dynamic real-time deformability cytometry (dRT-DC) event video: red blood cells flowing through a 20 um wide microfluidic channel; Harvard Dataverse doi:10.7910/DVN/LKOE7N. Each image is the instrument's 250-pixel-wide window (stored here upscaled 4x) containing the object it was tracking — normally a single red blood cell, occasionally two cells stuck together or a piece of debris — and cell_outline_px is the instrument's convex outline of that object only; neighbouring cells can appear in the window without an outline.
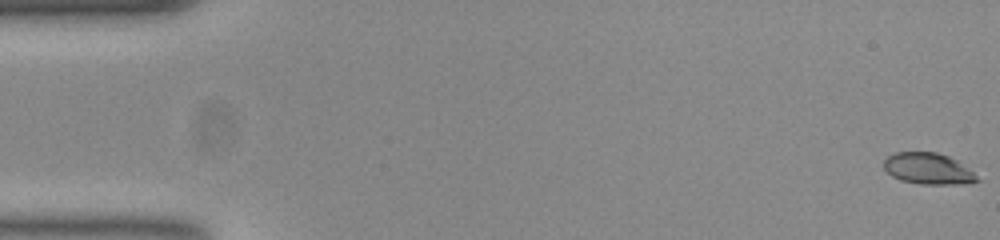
{"species": "common noctule bat (a hibernating species)", "species_latin": "Nyctalus noctula", "temperature_condition": "room temperature", "stored_images_in_passage": 50, "camera_frame_rate_fps": 3000, "um_per_image_px": 0.085, "animal": {"sex": "female", "body_mass_g": 23.0, "forearm_length_mm": 53.4}, "frame": {"image": 1, "passage_image": 1, "time_ms": 0.0, "image_size_px": [1000, 240], "cell_outline_px": [[980, 180], [960, 184], [920, 184], [900, 180], [892, 176], [884, 168], [884, 160], [888, 156], [896, 152], [936, 152], [948, 156], [956, 160], [972, 172]], "centroid_in_image_um": [78.85, 14.33], "position_along_channel_um": 6.1, "area_um2": 16.76}}
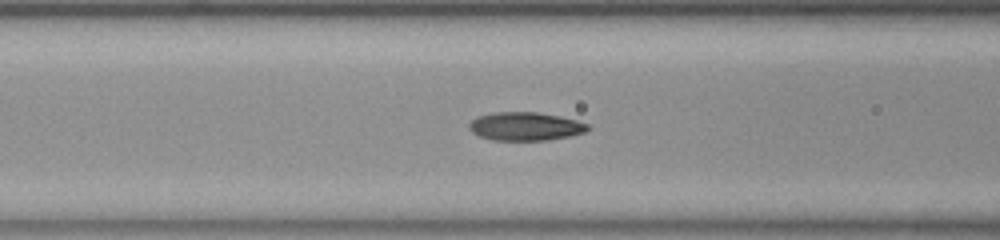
{"frame": {"image": 2, "passage_image": 22, "time_ms": 7.0, "image_size_px": [1000, 240], "cell_outline_px": [[592, 128], [584, 132], [568, 136], [548, 140], [492, 140], [480, 136], [472, 132], [468, 128], [468, 124], [476, 116], [492, 112], [536, 112], [560, 116], [576, 120], [588, 124]], "centroid_in_image_um": [44.63, 10.73], "position_along_channel_um": 122.0, "area_um2": 19.71}}
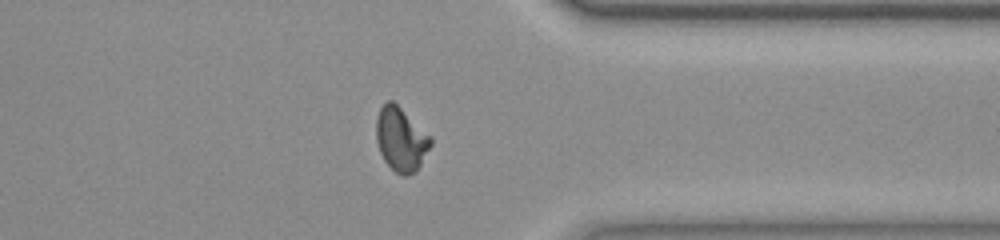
{"frame": {"image": 3, "passage_image": 43, "time_ms": 14.0, "image_size_px": [1000, 240], "cell_outline_px": [[432, 144], [420, 164], [408, 176], [404, 176], [396, 172], [384, 160], [380, 152], [376, 140], [376, 116], [380, 108], [388, 100], [392, 100], [432, 136]], "centroid_in_image_um": [34.07, 11.81], "position_along_channel_um": 377.3, "area_um2": 20.11}}